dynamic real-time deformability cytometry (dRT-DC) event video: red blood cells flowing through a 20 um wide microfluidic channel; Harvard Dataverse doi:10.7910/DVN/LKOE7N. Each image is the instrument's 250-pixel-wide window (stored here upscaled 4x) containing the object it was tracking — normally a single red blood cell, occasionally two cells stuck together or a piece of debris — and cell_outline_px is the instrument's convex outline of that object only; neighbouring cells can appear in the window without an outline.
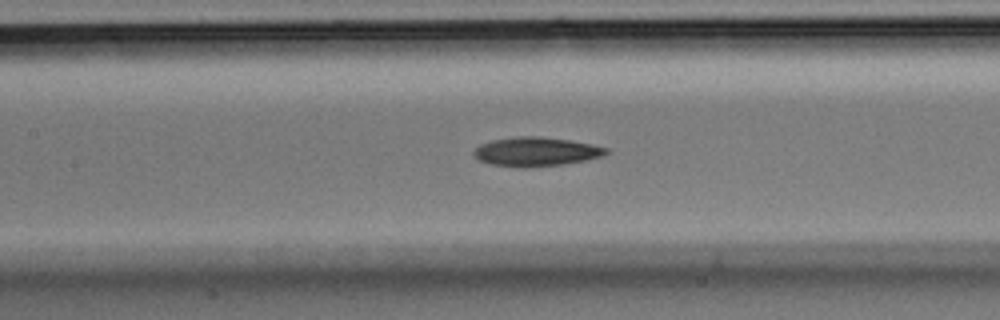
{"species": "Egyptian fruit bat (a non-hibernating species)", "species_latin": "Rousettus aegyptiacus", "temperature_condition": "room temperature", "stored_images_in_passage": 24, "camera_frame_rate_fps": 3000, "um_per_image_px": 0.085, "animal": {"sex": "male"}, "frame": {"image": 1, "passage_image": 8, "time_ms": 2.333, "image_size_px": [1000, 320], "cell_outline_px": [[608, 152], [604, 156], [584, 160], [560, 164], [528, 168], [520, 168], [492, 164], [480, 160], [472, 152], [480, 144], [492, 140], [516, 136], [540, 136], [568, 140], [592, 144], [608, 148]], "centroid_in_image_um": [45.56, 12.89], "position_along_channel_um": 161.8, "area_um2": 22.31}}
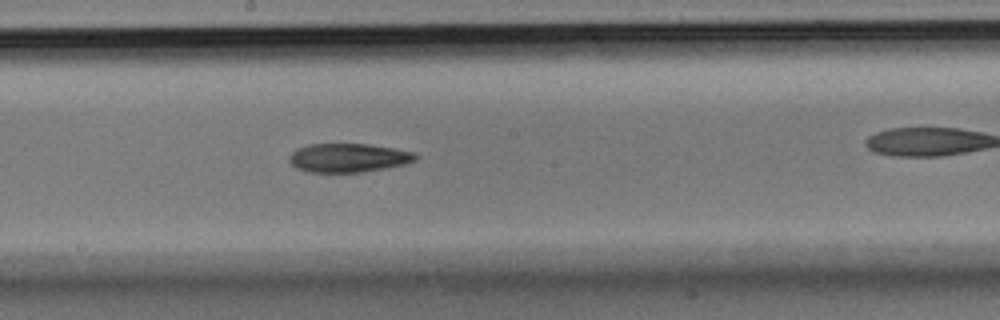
{"frame": {"image": 2, "passage_image": 11, "time_ms": 3.333, "image_size_px": [1000, 320], "cell_outline_px": [[420, 156], [416, 160], [404, 164], [384, 168], [360, 172], [308, 172], [296, 168], [288, 160], [288, 156], [296, 148], [308, 144], [368, 144], [396, 148], [416, 152]], "centroid_in_image_um": [29.62, 13.4], "position_along_channel_um": 218.6, "area_um2": 21.39}}